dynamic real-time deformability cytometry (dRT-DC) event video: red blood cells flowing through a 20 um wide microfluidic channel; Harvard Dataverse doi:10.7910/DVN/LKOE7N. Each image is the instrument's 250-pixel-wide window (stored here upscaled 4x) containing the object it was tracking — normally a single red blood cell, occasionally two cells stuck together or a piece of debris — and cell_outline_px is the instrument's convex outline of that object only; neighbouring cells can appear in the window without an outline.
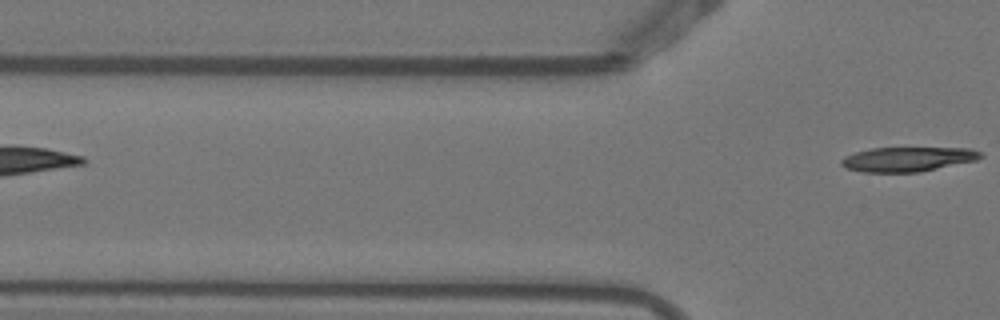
{"species": "Egyptian fruit bat (a non-hibernating species)", "species_latin": "Rousettus aegyptiacus", "temperature_condition": "warm", "stored_images_in_passage": 2, "camera_frame_rate_fps": 3000, "um_per_image_px": 0.085, "animal": {"sex": "female"}, "frame": {"image": 1, "passage_image": 2, "time_ms": 0.333, "image_size_px": [1000, 320], "cell_outline_px": [[984, 156], [976, 160], [920, 172], [864, 172], [848, 168], [840, 164], [840, 160], [844, 156], [856, 152], [872, 148], [972, 148], [984, 152]], "centroid_in_image_um": [77.2, 13.52], "position_along_channel_um": 48.6, "area_um2": 19.94}}